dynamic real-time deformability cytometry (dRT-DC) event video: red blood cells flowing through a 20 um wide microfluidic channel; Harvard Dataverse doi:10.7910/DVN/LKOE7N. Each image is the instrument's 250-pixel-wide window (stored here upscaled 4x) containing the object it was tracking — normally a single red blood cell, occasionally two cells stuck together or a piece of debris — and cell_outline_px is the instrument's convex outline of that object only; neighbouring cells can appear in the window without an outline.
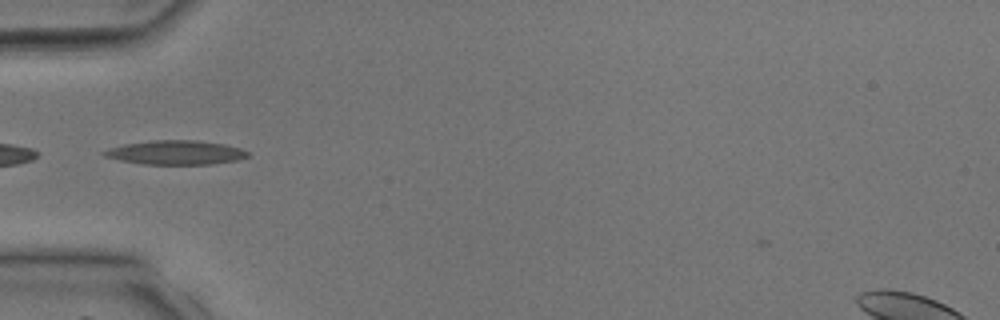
{"species": "common noctule bat (a hibernating species)", "species_latin": "Nyctalus noctula", "temperature_condition": "room temperature", "stored_images_in_passage": 30, "camera_frame_rate_fps": 3000, "um_per_image_px": 0.085, "animal": {"sex": "male", "body_mass_g": 17.9, "forearm_length_mm": 54.2}, "frame": {"image": 1, "passage_image": 4, "time_ms": 1.0, "image_size_px": [1000, 320], "cell_outline_px": [[248, 156], [236, 160], [212, 164], [144, 164], [120, 160], [104, 156], [100, 152], [108, 148], [124, 144], [152, 140], [196, 140], [224, 144], [240, 148], [248, 152]], "centroid_in_image_um": [14.9, 12.96], "position_along_channel_um": 70.1, "area_um2": 20.11}}
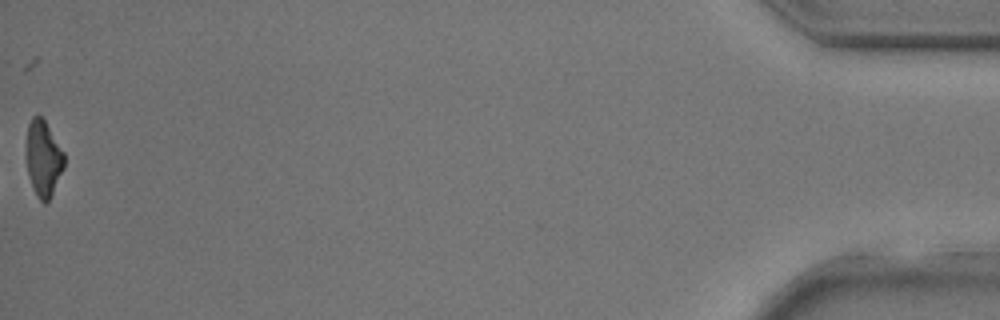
{"frame": {"image": 2, "passage_image": 30, "time_ms": 9.667, "image_size_px": [1000, 320], "cell_outline_px": [[64, 168], [48, 200], [44, 204], [36, 196], [32, 188], [28, 172], [28, 124], [32, 116], [40, 116], [44, 120], [64, 152]], "centroid_in_image_um": [3.7, 13.49], "position_along_channel_um": 431.5, "area_um2": 16.18}}